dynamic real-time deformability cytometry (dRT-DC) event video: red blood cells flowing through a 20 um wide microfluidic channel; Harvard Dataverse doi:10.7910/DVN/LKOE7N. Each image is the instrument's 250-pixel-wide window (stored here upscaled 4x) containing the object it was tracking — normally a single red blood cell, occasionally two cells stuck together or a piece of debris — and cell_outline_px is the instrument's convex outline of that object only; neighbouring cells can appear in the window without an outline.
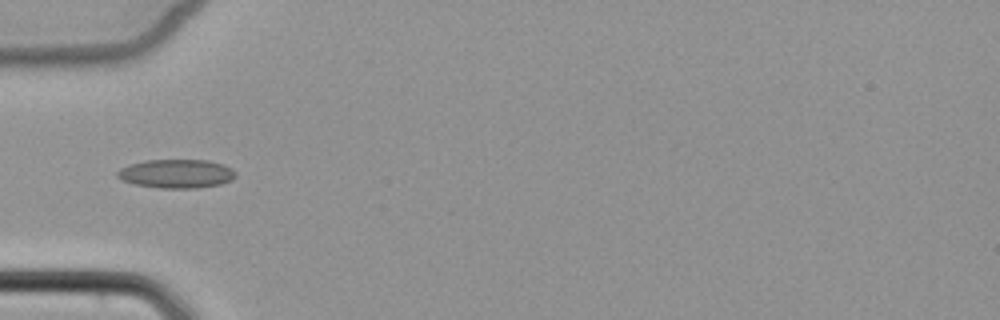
{"species": "common noctule bat (a hibernating species)", "species_latin": "Nyctalus noctula", "temperature_condition": "cold", "stored_images_in_passage": 6, "camera_frame_rate_fps": 3000, "um_per_image_px": 0.085, "animal": {"sex": "female", "body_mass_g": 22.7, "forearm_length_mm": 54.2}, "frame": {"image": 1, "passage_image": 5, "time_ms": 5.0, "image_size_px": [1000, 320], "cell_outline_px": [[236, 176], [232, 180], [220, 184], [196, 188], [160, 188], [136, 184], [124, 180], [116, 176], [116, 172], [120, 168], [128, 164], [144, 160], [208, 160], [224, 164], [232, 168], [236, 172]], "centroid_in_image_um": [15.01, 14.75], "position_along_channel_um": 70.0, "area_um2": 19.94}}
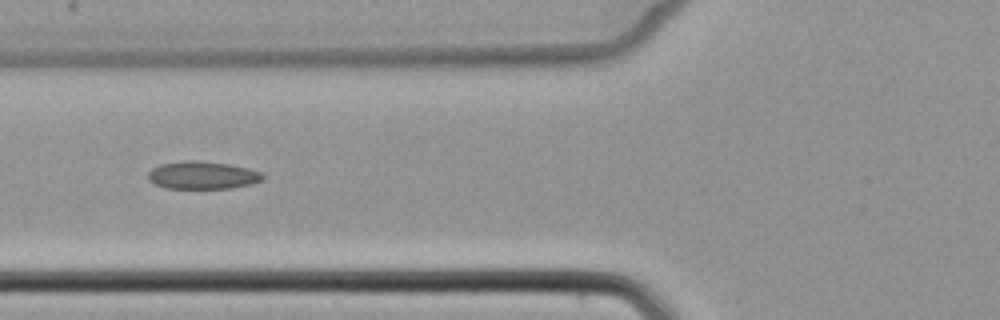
{"frame": {"image": 2, "passage_image": 6, "time_ms": 6.0, "image_size_px": [1000, 320], "cell_outline_px": [[264, 176], [260, 180], [252, 184], [232, 188], [164, 188], [148, 180], [148, 172], [152, 168], [160, 164], [184, 160], [200, 160], [228, 164], [248, 168], [260, 172]], "centroid_in_image_um": [17.18, 14.88], "position_along_channel_um": 108.6, "area_um2": 18.55}}